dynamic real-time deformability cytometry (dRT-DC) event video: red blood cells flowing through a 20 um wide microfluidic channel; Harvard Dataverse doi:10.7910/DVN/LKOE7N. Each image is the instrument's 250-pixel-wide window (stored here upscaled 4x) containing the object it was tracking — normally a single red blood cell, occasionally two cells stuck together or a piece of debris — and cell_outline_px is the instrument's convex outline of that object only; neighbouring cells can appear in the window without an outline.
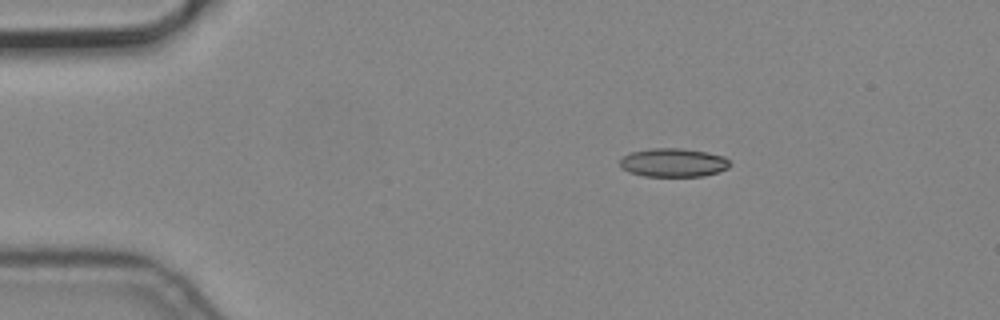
{"species": "common noctule bat (a hibernating species)", "species_latin": "Nyctalus noctula", "temperature_condition": "cold", "stored_images_in_passage": 3, "camera_frame_rate_fps": 3000, "um_per_image_px": 0.085, "animal": {"sex": "male", "body_mass_g": 19.2, "forearm_length_mm": 51.8}, "frame": {"image": 1, "passage_image": 1, "time_ms": 0.0, "image_size_px": [1000, 320], "cell_outline_px": [[732, 164], [728, 168], [704, 176], [644, 176], [628, 172], [620, 168], [620, 160], [624, 156], [632, 152], [652, 148], [680, 148], [708, 152], [724, 156]], "centroid_in_image_um": [57.23, 13.82], "position_along_channel_um": 27.8, "area_um2": 18.38}}